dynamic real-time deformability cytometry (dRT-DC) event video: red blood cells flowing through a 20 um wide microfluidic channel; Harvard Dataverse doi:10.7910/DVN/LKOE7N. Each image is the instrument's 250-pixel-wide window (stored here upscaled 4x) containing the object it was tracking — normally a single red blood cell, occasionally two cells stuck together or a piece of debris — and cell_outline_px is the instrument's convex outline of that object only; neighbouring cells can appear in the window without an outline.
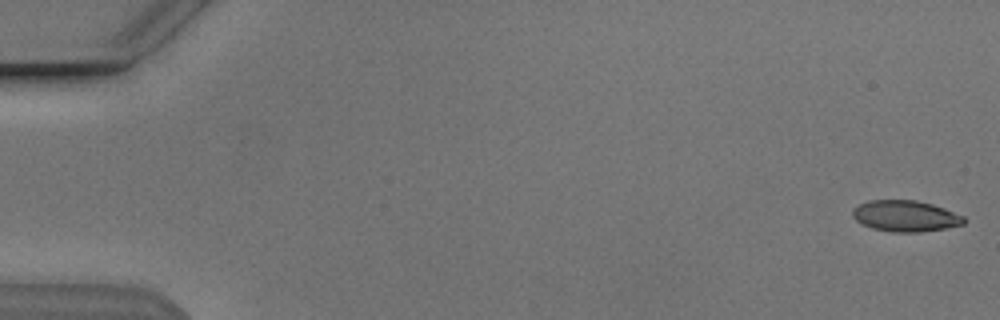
{"species": "Egyptian fruit bat (a non-hibernating species)", "species_latin": "Rousettus aegyptiacus", "temperature_condition": "cold", "stored_images_in_passage": 54, "camera_frame_rate_fps": 3000, "um_per_image_px": 0.085, "animal": {"sex": "male"}, "frame": {"image": 1, "passage_image": 1, "time_ms": 0.0, "image_size_px": [1000, 320], "cell_outline_px": [[964, 224], [944, 228], [920, 232], [892, 232], [872, 228], [856, 220], [852, 216], [852, 208], [868, 200], [916, 200], [932, 204], [944, 208], [964, 216]], "centroid_in_image_um": [76.94, 18.35], "position_along_channel_um": 8.1, "area_um2": 20.11}}
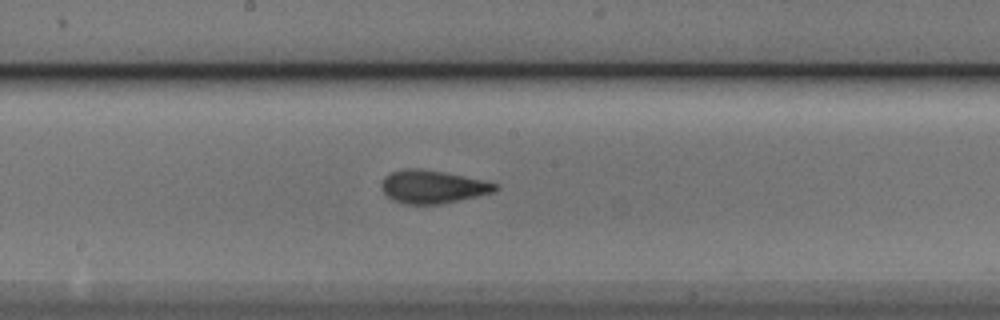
{"frame": {"image": 2, "passage_image": 29, "time_ms": 9.333, "image_size_px": [1000, 320], "cell_outline_px": [[500, 188], [496, 192], [440, 204], [404, 204], [392, 200], [380, 188], [380, 184], [384, 176], [392, 172], [404, 168], [420, 168], [444, 172], [484, 180], [500, 184]], "centroid_in_image_um": [36.79, 15.87], "position_along_channel_um": 211.4, "area_um2": 22.2}}
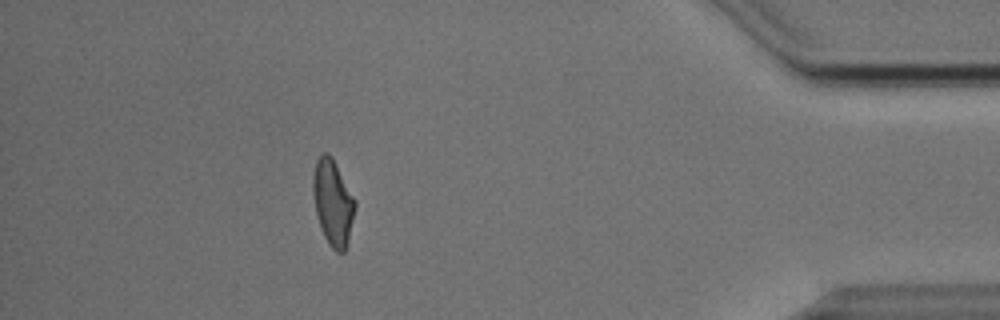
{"frame": {"image": 3, "passage_image": 48, "time_ms": 15.667, "image_size_px": [1000, 320], "cell_outline_px": [[356, 208], [348, 244], [344, 252], [336, 252], [328, 244], [324, 236], [316, 212], [312, 192], [312, 176], [316, 160], [320, 152], [328, 152], [332, 156], [356, 200]], "centroid_in_image_um": [28.3, 17.18], "position_along_channel_um": 406.9, "area_um2": 21.39}, "authors_computed_cell_mechanics": {"area_um2": 21.2126, "velocity_mm_per_s": 3.8474, "shape_relaxation_time_tau1_ms": 5.2666, "shape_relaxation_time_tau2_ms": 1.4561, "deformation_change_tau1": 0.1623, "deformation_change_tau2": 0.0789}}